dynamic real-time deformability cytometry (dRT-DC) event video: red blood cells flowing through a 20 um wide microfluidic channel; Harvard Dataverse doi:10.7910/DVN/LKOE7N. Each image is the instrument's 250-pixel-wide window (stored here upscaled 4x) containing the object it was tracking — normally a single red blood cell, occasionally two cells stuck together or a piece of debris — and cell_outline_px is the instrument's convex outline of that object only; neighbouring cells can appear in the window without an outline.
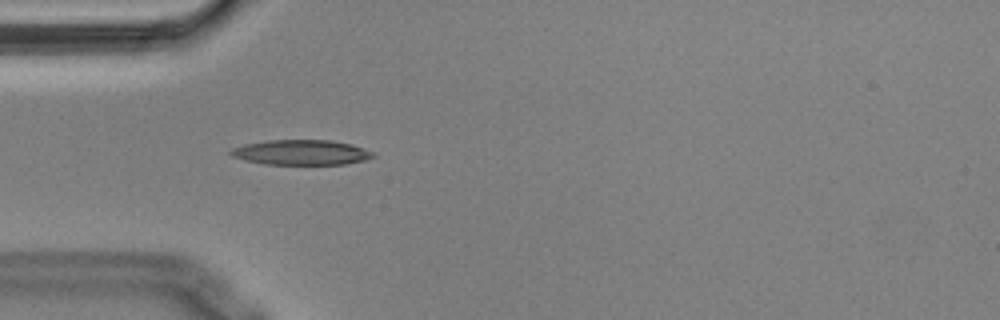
{"species": "Egyptian fruit bat (a non-hibernating species)", "species_latin": "Rousettus aegyptiacus", "temperature_condition": "cold", "stored_images_in_passage": 55, "segment_of_instrument_passage": [1, 2], "camera_frame_rate_fps": 3000, "um_per_image_px": 0.085, "animal": {"sex": "male"}, "frame": {"image": 1, "passage_image": 16, "time_ms": 5.0, "image_size_px": [1000, 320], "cell_outline_px": [[376, 156], [364, 160], [344, 164], [264, 164], [244, 160], [232, 156], [228, 152], [232, 148], [244, 144], [268, 140], [332, 140], [352, 144], [372, 152]], "centroid_in_image_um": [25.57, 12.95], "position_along_channel_um": 59.4, "area_um2": 20.75}}
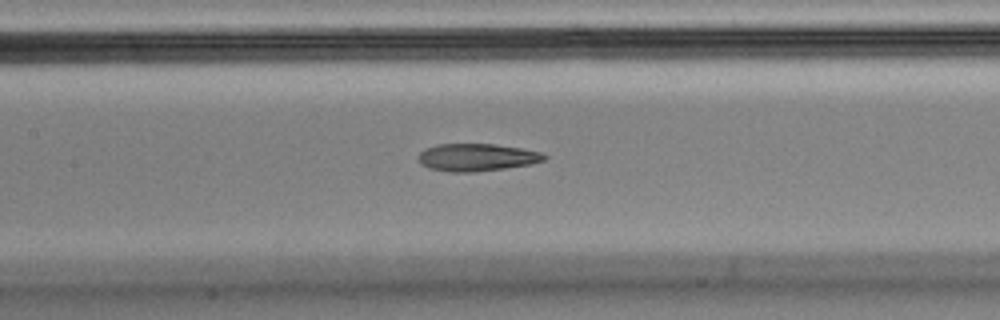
{"frame": {"image": 2, "passage_image": 25, "time_ms": 8.0, "image_size_px": [1000, 320], "cell_outline_px": [[548, 156], [544, 160], [532, 164], [476, 172], [448, 172], [428, 168], [420, 164], [416, 156], [424, 148], [436, 144], [496, 144], [520, 148], [540, 152]], "centroid_in_image_um": [40.47, 13.37], "position_along_channel_um": 166.9, "area_um2": 20.4}}
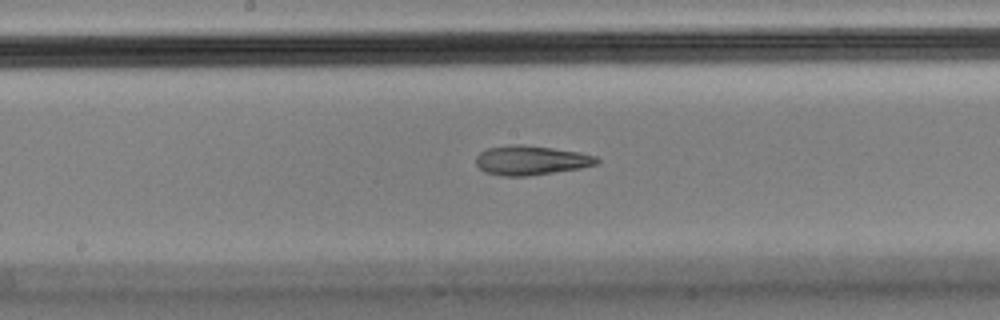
{"frame": {"image": 3, "passage_image": 28, "time_ms": 9.0, "image_size_px": [1000, 320], "cell_outline_px": [[600, 164], [580, 168], [528, 176], [500, 176], [484, 172], [476, 164], [476, 156], [480, 152], [488, 148], [508, 144], [520, 144], [552, 148], [580, 152], [596, 156], [600, 160]], "centroid_in_image_um": [45.13, 13.62], "position_along_channel_um": 203.1, "area_um2": 20.87}}